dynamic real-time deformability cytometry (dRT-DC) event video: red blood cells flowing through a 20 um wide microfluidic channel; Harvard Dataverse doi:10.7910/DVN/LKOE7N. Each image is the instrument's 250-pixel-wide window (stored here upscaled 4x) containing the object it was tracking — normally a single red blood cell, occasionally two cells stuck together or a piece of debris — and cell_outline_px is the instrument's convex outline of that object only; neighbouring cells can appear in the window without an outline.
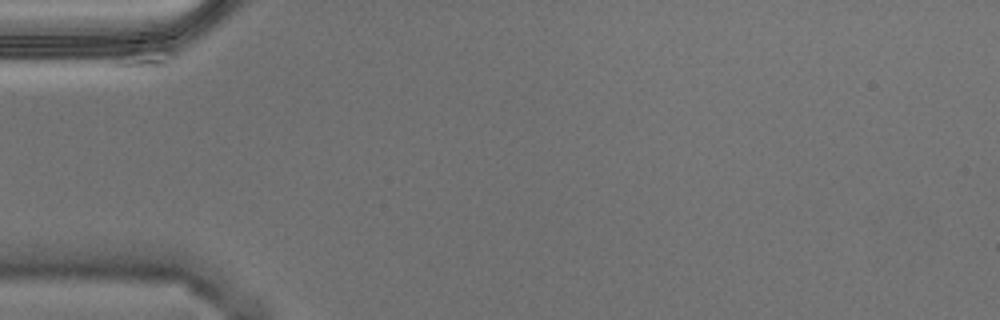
{"species": "Egyptian fruit bat (a non-hibernating species)", "species_latin": "Rousettus aegyptiacus", "temperature_condition": "warm", "stored_images_in_passage": 5, "camera_frame_rate_fps": 3000, "um_per_image_px": 0.085, "animal": {"sex": "male"}, "frame": {"image": 1, "passage_image": 1, "time_ms": 0.0, "image_size_px": [1000, 320], "cell_outline_px": [[176, 56], [168, 64], [152, 68], [144, 68], [32, 60], [20, 56], [164, 48], [172, 48], [176, 52]], "centroid_in_image_um": [9.75, 4.92], "position_along_channel_um": 75.2, "area_um2": 13.53}}